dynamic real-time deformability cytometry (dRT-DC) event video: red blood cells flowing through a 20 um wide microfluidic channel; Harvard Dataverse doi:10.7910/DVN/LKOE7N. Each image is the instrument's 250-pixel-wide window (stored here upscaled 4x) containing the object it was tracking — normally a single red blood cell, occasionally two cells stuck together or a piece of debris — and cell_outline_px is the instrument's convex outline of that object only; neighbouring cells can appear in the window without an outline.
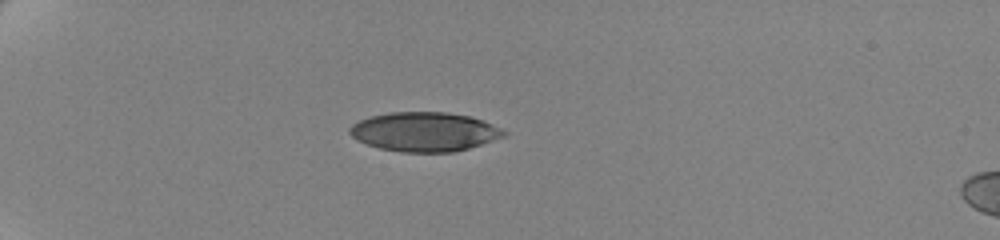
{"species": "human", "species_latin": "Homo sapiens", "temperature_condition": "cold", "stored_images_in_passage": 43, "camera_frame_rate_fps": 3000, "um_per_image_px": 0.085, "donor": {"sex": "female"}, "frame": {"image": 1, "passage_image": 1, "time_ms": 0.0, "image_size_px": [1000, 240], "cell_outline_px": [[508, 132], [504, 136], [468, 148], [452, 152], [400, 152], [380, 148], [356, 140], [348, 132], [348, 128], [352, 124], [360, 120], [372, 116], [392, 112], [448, 112], [472, 116], [484, 120]], "centroid_in_image_um": [36.07, 11.19], "position_along_channel_um": 48.9, "area_um2": 35.2}}
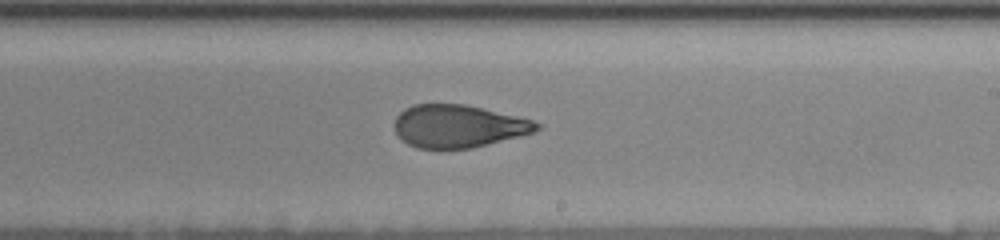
{"frame": {"image": 2, "passage_image": 22, "time_ms": 7.0, "image_size_px": [1000, 240], "cell_outline_px": [[540, 128], [532, 132], [472, 148], [416, 148], [408, 144], [396, 132], [392, 124], [396, 116], [404, 108], [412, 104], [464, 104], [516, 116], [532, 120], [540, 124]], "centroid_in_image_um": [38.89, 10.71], "position_along_channel_um": 250.1, "area_um2": 35.03}}
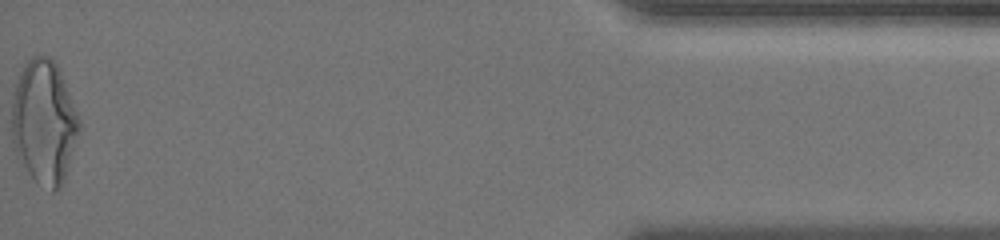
{"frame": {"image": 3, "passage_image": 43, "time_ms": 14.0, "image_size_px": [1000, 240], "cell_outline_px": [[80, 128], [64, 180], [60, 188], [52, 192], [36, 184], [16, 156], [12, 140], [12, 92], [20, 72], [24, 64], [32, 56], [48, 56], [56, 64], [60, 72], [80, 120]], "centroid_in_image_um": [3.72, 10.42], "position_along_channel_um": 431.5, "area_um2": 48.73}, "authors_computed_cell_mechanics": {"area_um2": 37.3388, "velocity_mm_per_s": 3.4969, "shape_relaxation_time_tau1_ms": 5.6977, "shape_relaxation_time_tau2_ms": 1.6208, "deformation_change_tau1": 0.1901, "deformation_change_tau2": 0.0824}}